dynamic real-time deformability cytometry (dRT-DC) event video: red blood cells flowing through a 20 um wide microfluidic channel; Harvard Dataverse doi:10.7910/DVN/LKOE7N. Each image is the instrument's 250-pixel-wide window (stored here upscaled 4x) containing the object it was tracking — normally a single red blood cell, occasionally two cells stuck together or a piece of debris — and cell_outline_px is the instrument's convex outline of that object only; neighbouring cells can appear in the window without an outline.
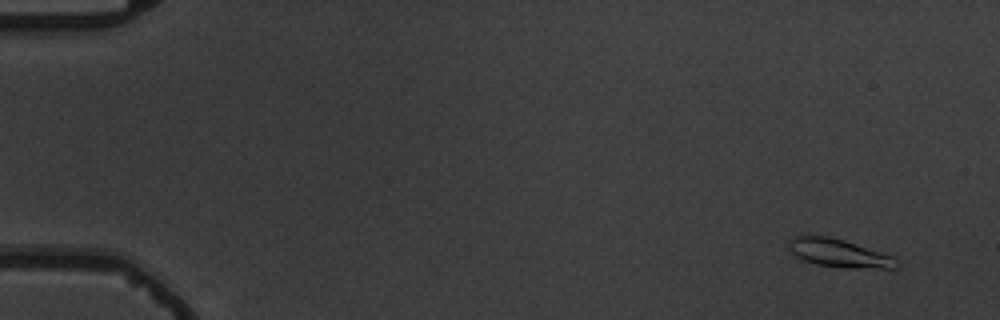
{"species": "common noctule bat (a hibernating species)", "species_latin": "Nyctalus noctula", "temperature_condition": "warm", "stored_images_in_passage": 7, "camera_frame_rate_fps": 3000, "um_per_image_px": 0.085, "animal": {"sex": "male", "body_mass_g": 19.5, "forearm_length_mm": 54.6}, "frame": {"image": 1, "passage_image": 2, "time_ms": 1.333, "image_size_px": [1000, 320], "cell_outline_px": [[896, 268], [848, 268], [816, 264], [804, 260], [796, 256], [788, 248], [788, 240], [796, 236], [828, 236], [844, 240], [896, 256]], "centroid_in_image_um": [71.33, 21.51], "position_along_channel_um": 13.7, "area_um2": 17.63}}